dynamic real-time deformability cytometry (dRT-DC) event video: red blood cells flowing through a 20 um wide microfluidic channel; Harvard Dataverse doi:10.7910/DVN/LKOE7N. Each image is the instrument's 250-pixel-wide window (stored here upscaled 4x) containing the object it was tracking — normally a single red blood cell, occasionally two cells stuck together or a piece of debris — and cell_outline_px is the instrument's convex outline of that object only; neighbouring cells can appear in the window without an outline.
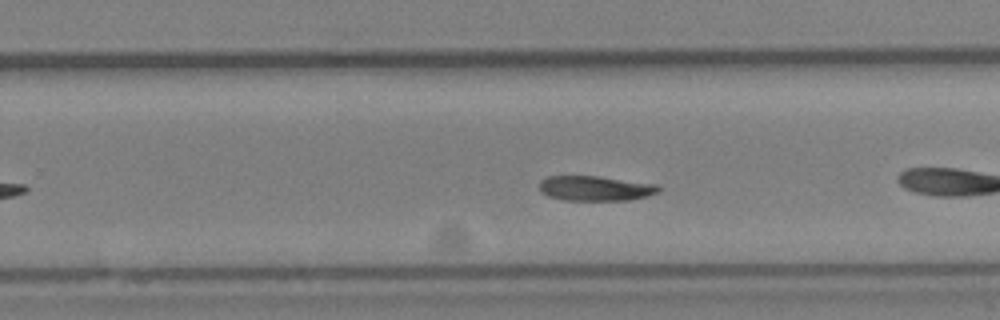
{"species": "Egyptian fruit bat (a non-hibernating species)", "species_latin": "Rousettus aegyptiacus", "temperature_condition": "cold", "stored_images_in_passage": 35, "camera_frame_rate_fps": 3000, "um_per_image_px": 0.085, "animal": {"sex": "female"}, "frame": {"image": 1, "passage_image": 16, "time_ms": 5.0, "image_size_px": [1000, 320], "cell_outline_px": [[660, 192], [648, 196], [628, 200], [564, 200], [548, 196], [540, 192], [540, 180], [544, 176], [596, 176], [656, 184], [660, 188]], "centroid_in_image_um": [50.58, 16.01], "position_along_channel_um": 279.2, "area_um2": 17.34}, "authors_computed_cell_mechanics": {"area_um2": 17.9758, "velocity_mm_per_s": 4.056, "shape_relaxation_time_tau1_ms": 4.6214, "shape_relaxation_time_tau2_ms": null, "deformation_change_tau1": 0.1044, "deformation_change_tau2": null}}